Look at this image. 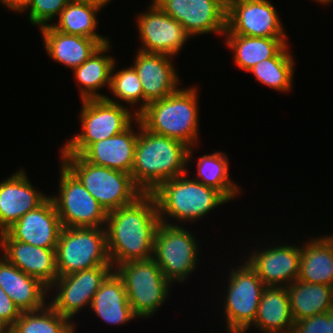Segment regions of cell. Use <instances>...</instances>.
I'll use <instances>...</instances> for the list:
<instances>
[{
	"label": "cell",
	"instance_id": "5bb4252c",
	"mask_svg": "<svg viewBox=\"0 0 333 333\" xmlns=\"http://www.w3.org/2000/svg\"><path fill=\"white\" fill-rule=\"evenodd\" d=\"M190 35L224 34L227 7L219 0H152Z\"/></svg>",
	"mask_w": 333,
	"mask_h": 333
},
{
	"label": "cell",
	"instance_id": "44dd1931",
	"mask_svg": "<svg viewBox=\"0 0 333 333\" xmlns=\"http://www.w3.org/2000/svg\"><path fill=\"white\" fill-rule=\"evenodd\" d=\"M132 126L115 136L92 143L80 156L94 165L131 174L139 133Z\"/></svg>",
	"mask_w": 333,
	"mask_h": 333
},
{
	"label": "cell",
	"instance_id": "e0dca14e",
	"mask_svg": "<svg viewBox=\"0 0 333 333\" xmlns=\"http://www.w3.org/2000/svg\"><path fill=\"white\" fill-rule=\"evenodd\" d=\"M289 245L252 251L246 260L266 287H286L298 280L301 247Z\"/></svg>",
	"mask_w": 333,
	"mask_h": 333
},
{
	"label": "cell",
	"instance_id": "7402d4cb",
	"mask_svg": "<svg viewBox=\"0 0 333 333\" xmlns=\"http://www.w3.org/2000/svg\"><path fill=\"white\" fill-rule=\"evenodd\" d=\"M0 287L24 311H37L47 304L45 295L49 288L40 280L25 274L4 256L0 259Z\"/></svg>",
	"mask_w": 333,
	"mask_h": 333
},
{
	"label": "cell",
	"instance_id": "ffe728a7",
	"mask_svg": "<svg viewBox=\"0 0 333 333\" xmlns=\"http://www.w3.org/2000/svg\"><path fill=\"white\" fill-rule=\"evenodd\" d=\"M25 174L24 170H18L0 182V233L49 197L37 191Z\"/></svg>",
	"mask_w": 333,
	"mask_h": 333
},
{
	"label": "cell",
	"instance_id": "e575fe53",
	"mask_svg": "<svg viewBox=\"0 0 333 333\" xmlns=\"http://www.w3.org/2000/svg\"><path fill=\"white\" fill-rule=\"evenodd\" d=\"M70 0H32L29 9V21L40 28L50 25L54 17L59 16ZM56 15V16H55Z\"/></svg>",
	"mask_w": 333,
	"mask_h": 333
},
{
	"label": "cell",
	"instance_id": "ba28073f",
	"mask_svg": "<svg viewBox=\"0 0 333 333\" xmlns=\"http://www.w3.org/2000/svg\"><path fill=\"white\" fill-rule=\"evenodd\" d=\"M115 271L124 282L128 301L138 318L150 317L168 297L171 283L153 258L121 264Z\"/></svg>",
	"mask_w": 333,
	"mask_h": 333
},
{
	"label": "cell",
	"instance_id": "7a4b0ae2",
	"mask_svg": "<svg viewBox=\"0 0 333 333\" xmlns=\"http://www.w3.org/2000/svg\"><path fill=\"white\" fill-rule=\"evenodd\" d=\"M137 122V123H136ZM139 126L131 176L143 193H152L159 185L186 173L192 148L181 141L148 131Z\"/></svg>",
	"mask_w": 333,
	"mask_h": 333
},
{
	"label": "cell",
	"instance_id": "8d00e7d4",
	"mask_svg": "<svg viewBox=\"0 0 333 333\" xmlns=\"http://www.w3.org/2000/svg\"><path fill=\"white\" fill-rule=\"evenodd\" d=\"M21 311L14 304L13 300L0 287V321L5 323L9 328L20 317Z\"/></svg>",
	"mask_w": 333,
	"mask_h": 333
},
{
	"label": "cell",
	"instance_id": "83f0119b",
	"mask_svg": "<svg viewBox=\"0 0 333 333\" xmlns=\"http://www.w3.org/2000/svg\"><path fill=\"white\" fill-rule=\"evenodd\" d=\"M110 47V42L101 45L86 61L73 69L76 83L81 84L79 88H81L82 100L106 97L97 90L105 85L110 87L111 72L115 59L103 55L109 51Z\"/></svg>",
	"mask_w": 333,
	"mask_h": 333
},
{
	"label": "cell",
	"instance_id": "d4e9b609",
	"mask_svg": "<svg viewBox=\"0 0 333 333\" xmlns=\"http://www.w3.org/2000/svg\"><path fill=\"white\" fill-rule=\"evenodd\" d=\"M298 280L333 287V236L312 239L301 247Z\"/></svg>",
	"mask_w": 333,
	"mask_h": 333
},
{
	"label": "cell",
	"instance_id": "484cf974",
	"mask_svg": "<svg viewBox=\"0 0 333 333\" xmlns=\"http://www.w3.org/2000/svg\"><path fill=\"white\" fill-rule=\"evenodd\" d=\"M293 324L286 287H266L252 326L264 333H291Z\"/></svg>",
	"mask_w": 333,
	"mask_h": 333
},
{
	"label": "cell",
	"instance_id": "52a82bcc",
	"mask_svg": "<svg viewBox=\"0 0 333 333\" xmlns=\"http://www.w3.org/2000/svg\"><path fill=\"white\" fill-rule=\"evenodd\" d=\"M59 276L98 266H112L103 227H63L56 246Z\"/></svg>",
	"mask_w": 333,
	"mask_h": 333
},
{
	"label": "cell",
	"instance_id": "277c9868",
	"mask_svg": "<svg viewBox=\"0 0 333 333\" xmlns=\"http://www.w3.org/2000/svg\"><path fill=\"white\" fill-rule=\"evenodd\" d=\"M186 174L167 180L151 193L161 223H167L164 215L183 222H193L229 201L218 190L190 179Z\"/></svg>",
	"mask_w": 333,
	"mask_h": 333
},
{
	"label": "cell",
	"instance_id": "7bdbcfd3",
	"mask_svg": "<svg viewBox=\"0 0 333 333\" xmlns=\"http://www.w3.org/2000/svg\"><path fill=\"white\" fill-rule=\"evenodd\" d=\"M317 1L319 3H323V4H327V3H331L333 0H314Z\"/></svg>",
	"mask_w": 333,
	"mask_h": 333
},
{
	"label": "cell",
	"instance_id": "6da1fadb",
	"mask_svg": "<svg viewBox=\"0 0 333 333\" xmlns=\"http://www.w3.org/2000/svg\"><path fill=\"white\" fill-rule=\"evenodd\" d=\"M159 223L157 204L151 193H143L133 203L107 214L104 228L114 270L121 264L153 257Z\"/></svg>",
	"mask_w": 333,
	"mask_h": 333
},
{
	"label": "cell",
	"instance_id": "d6986e66",
	"mask_svg": "<svg viewBox=\"0 0 333 333\" xmlns=\"http://www.w3.org/2000/svg\"><path fill=\"white\" fill-rule=\"evenodd\" d=\"M62 228L54 203L48 197L40 206L23 215L6 232L14 240L56 249Z\"/></svg>",
	"mask_w": 333,
	"mask_h": 333
},
{
	"label": "cell",
	"instance_id": "836d02e7",
	"mask_svg": "<svg viewBox=\"0 0 333 333\" xmlns=\"http://www.w3.org/2000/svg\"><path fill=\"white\" fill-rule=\"evenodd\" d=\"M115 64L114 62L109 87L112 94L131 105H136L141 100L143 103V88L136 70L131 66L114 74Z\"/></svg>",
	"mask_w": 333,
	"mask_h": 333
},
{
	"label": "cell",
	"instance_id": "9c48e42d",
	"mask_svg": "<svg viewBox=\"0 0 333 333\" xmlns=\"http://www.w3.org/2000/svg\"><path fill=\"white\" fill-rule=\"evenodd\" d=\"M198 242L188 230L174 223H159L153 246V259L162 274L172 284L183 282L195 271L198 259Z\"/></svg>",
	"mask_w": 333,
	"mask_h": 333
},
{
	"label": "cell",
	"instance_id": "4dcf8cb0",
	"mask_svg": "<svg viewBox=\"0 0 333 333\" xmlns=\"http://www.w3.org/2000/svg\"><path fill=\"white\" fill-rule=\"evenodd\" d=\"M49 304L37 311L21 312L10 333H75L73 322Z\"/></svg>",
	"mask_w": 333,
	"mask_h": 333
},
{
	"label": "cell",
	"instance_id": "4fadbf2b",
	"mask_svg": "<svg viewBox=\"0 0 333 333\" xmlns=\"http://www.w3.org/2000/svg\"><path fill=\"white\" fill-rule=\"evenodd\" d=\"M113 270L112 266H98L67 276H59L49 287L50 291L53 288L58 290L49 305L71 320L83 307L91 305L95 293Z\"/></svg>",
	"mask_w": 333,
	"mask_h": 333
},
{
	"label": "cell",
	"instance_id": "f546056e",
	"mask_svg": "<svg viewBox=\"0 0 333 333\" xmlns=\"http://www.w3.org/2000/svg\"><path fill=\"white\" fill-rule=\"evenodd\" d=\"M100 9L98 6L84 1L70 0L61 11L58 23L51 26L64 34L93 38L101 45L107 44L110 42L108 38L96 32L98 26L96 13H99Z\"/></svg>",
	"mask_w": 333,
	"mask_h": 333
},
{
	"label": "cell",
	"instance_id": "30bf717a",
	"mask_svg": "<svg viewBox=\"0 0 333 333\" xmlns=\"http://www.w3.org/2000/svg\"><path fill=\"white\" fill-rule=\"evenodd\" d=\"M229 278L224 301L227 331L246 333L254 323L266 286L247 261L237 269H231Z\"/></svg>",
	"mask_w": 333,
	"mask_h": 333
},
{
	"label": "cell",
	"instance_id": "7c38bea8",
	"mask_svg": "<svg viewBox=\"0 0 333 333\" xmlns=\"http://www.w3.org/2000/svg\"><path fill=\"white\" fill-rule=\"evenodd\" d=\"M275 7L268 0H232L224 35L286 38Z\"/></svg>",
	"mask_w": 333,
	"mask_h": 333
},
{
	"label": "cell",
	"instance_id": "cb8c5ba5",
	"mask_svg": "<svg viewBox=\"0 0 333 333\" xmlns=\"http://www.w3.org/2000/svg\"><path fill=\"white\" fill-rule=\"evenodd\" d=\"M40 29L51 59L71 69L79 67L101 46L93 38L59 32L51 24Z\"/></svg>",
	"mask_w": 333,
	"mask_h": 333
},
{
	"label": "cell",
	"instance_id": "9a60e30c",
	"mask_svg": "<svg viewBox=\"0 0 333 333\" xmlns=\"http://www.w3.org/2000/svg\"><path fill=\"white\" fill-rule=\"evenodd\" d=\"M147 13L138 16L141 51L161 53L174 57L191 37L183 26L164 13L157 4L151 3Z\"/></svg>",
	"mask_w": 333,
	"mask_h": 333
},
{
	"label": "cell",
	"instance_id": "5b68a950",
	"mask_svg": "<svg viewBox=\"0 0 333 333\" xmlns=\"http://www.w3.org/2000/svg\"><path fill=\"white\" fill-rule=\"evenodd\" d=\"M61 158L107 213L133 203L143 194L129 173L94 165L80 155L61 154Z\"/></svg>",
	"mask_w": 333,
	"mask_h": 333
},
{
	"label": "cell",
	"instance_id": "d590c367",
	"mask_svg": "<svg viewBox=\"0 0 333 333\" xmlns=\"http://www.w3.org/2000/svg\"><path fill=\"white\" fill-rule=\"evenodd\" d=\"M291 333H329L328 312L295 321Z\"/></svg>",
	"mask_w": 333,
	"mask_h": 333
},
{
	"label": "cell",
	"instance_id": "f1b7e54d",
	"mask_svg": "<svg viewBox=\"0 0 333 333\" xmlns=\"http://www.w3.org/2000/svg\"><path fill=\"white\" fill-rule=\"evenodd\" d=\"M225 39L235 64L247 72L258 62L276 57L288 45L287 38L226 35Z\"/></svg>",
	"mask_w": 333,
	"mask_h": 333
},
{
	"label": "cell",
	"instance_id": "ac0fdd59",
	"mask_svg": "<svg viewBox=\"0 0 333 333\" xmlns=\"http://www.w3.org/2000/svg\"><path fill=\"white\" fill-rule=\"evenodd\" d=\"M0 248L9 262L48 288L59 277L56 249L42 248L14 240L6 231L0 233Z\"/></svg>",
	"mask_w": 333,
	"mask_h": 333
},
{
	"label": "cell",
	"instance_id": "8fae6325",
	"mask_svg": "<svg viewBox=\"0 0 333 333\" xmlns=\"http://www.w3.org/2000/svg\"><path fill=\"white\" fill-rule=\"evenodd\" d=\"M59 196H49L63 227H105L107 212L61 163Z\"/></svg>",
	"mask_w": 333,
	"mask_h": 333
},
{
	"label": "cell",
	"instance_id": "f35d334b",
	"mask_svg": "<svg viewBox=\"0 0 333 333\" xmlns=\"http://www.w3.org/2000/svg\"><path fill=\"white\" fill-rule=\"evenodd\" d=\"M80 1H84L88 4H93L98 6L99 8L102 9V7H104L105 5H107V3H109L112 0H80Z\"/></svg>",
	"mask_w": 333,
	"mask_h": 333
},
{
	"label": "cell",
	"instance_id": "1f68e13d",
	"mask_svg": "<svg viewBox=\"0 0 333 333\" xmlns=\"http://www.w3.org/2000/svg\"><path fill=\"white\" fill-rule=\"evenodd\" d=\"M228 161V156L220 151L205 154L197 161L196 176L200 183L218 190L230 201L240 188L230 180Z\"/></svg>",
	"mask_w": 333,
	"mask_h": 333
},
{
	"label": "cell",
	"instance_id": "2e32d148",
	"mask_svg": "<svg viewBox=\"0 0 333 333\" xmlns=\"http://www.w3.org/2000/svg\"><path fill=\"white\" fill-rule=\"evenodd\" d=\"M172 56L138 50L133 63L143 88V104L135 110L139 114L148 103L165 98L179 88L178 75L171 63Z\"/></svg>",
	"mask_w": 333,
	"mask_h": 333
},
{
	"label": "cell",
	"instance_id": "8992f818",
	"mask_svg": "<svg viewBox=\"0 0 333 333\" xmlns=\"http://www.w3.org/2000/svg\"><path fill=\"white\" fill-rule=\"evenodd\" d=\"M80 111L81 133L63 146L61 154L81 155L92 143L115 136L137 119V114L109 97L84 99Z\"/></svg>",
	"mask_w": 333,
	"mask_h": 333
},
{
	"label": "cell",
	"instance_id": "60d3db41",
	"mask_svg": "<svg viewBox=\"0 0 333 333\" xmlns=\"http://www.w3.org/2000/svg\"><path fill=\"white\" fill-rule=\"evenodd\" d=\"M0 333H10V328L2 321H0Z\"/></svg>",
	"mask_w": 333,
	"mask_h": 333
},
{
	"label": "cell",
	"instance_id": "b9f144b4",
	"mask_svg": "<svg viewBox=\"0 0 333 333\" xmlns=\"http://www.w3.org/2000/svg\"><path fill=\"white\" fill-rule=\"evenodd\" d=\"M222 2L226 7L232 2V0H219Z\"/></svg>",
	"mask_w": 333,
	"mask_h": 333
},
{
	"label": "cell",
	"instance_id": "603a6c76",
	"mask_svg": "<svg viewBox=\"0 0 333 333\" xmlns=\"http://www.w3.org/2000/svg\"><path fill=\"white\" fill-rule=\"evenodd\" d=\"M91 309L108 324H124L138 318L127 298L122 278L113 270L95 293Z\"/></svg>",
	"mask_w": 333,
	"mask_h": 333
},
{
	"label": "cell",
	"instance_id": "74e56055",
	"mask_svg": "<svg viewBox=\"0 0 333 333\" xmlns=\"http://www.w3.org/2000/svg\"><path fill=\"white\" fill-rule=\"evenodd\" d=\"M32 0H1L0 2L10 10H16L17 12L25 11L30 5Z\"/></svg>",
	"mask_w": 333,
	"mask_h": 333
},
{
	"label": "cell",
	"instance_id": "d6a6232c",
	"mask_svg": "<svg viewBox=\"0 0 333 333\" xmlns=\"http://www.w3.org/2000/svg\"><path fill=\"white\" fill-rule=\"evenodd\" d=\"M294 65L287 45L276 57L258 62L248 72L260 83L279 92H288L294 79Z\"/></svg>",
	"mask_w": 333,
	"mask_h": 333
},
{
	"label": "cell",
	"instance_id": "4316f807",
	"mask_svg": "<svg viewBox=\"0 0 333 333\" xmlns=\"http://www.w3.org/2000/svg\"><path fill=\"white\" fill-rule=\"evenodd\" d=\"M292 317L295 321L333 309V287L295 280L286 286Z\"/></svg>",
	"mask_w": 333,
	"mask_h": 333
},
{
	"label": "cell",
	"instance_id": "3957f363",
	"mask_svg": "<svg viewBox=\"0 0 333 333\" xmlns=\"http://www.w3.org/2000/svg\"><path fill=\"white\" fill-rule=\"evenodd\" d=\"M197 96L196 87L179 88L165 98L148 103L137 118L148 131L196 147L199 133Z\"/></svg>",
	"mask_w": 333,
	"mask_h": 333
},
{
	"label": "cell",
	"instance_id": "ab89813d",
	"mask_svg": "<svg viewBox=\"0 0 333 333\" xmlns=\"http://www.w3.org/2000/svg\"><path fill=\"white\" fill-rule=\"evenodd\" d=\"M329 333H333V309L328 311Z\"/></svg>",
	"mask_w": 333,
	"mask_h": 333
}]
</instances>
